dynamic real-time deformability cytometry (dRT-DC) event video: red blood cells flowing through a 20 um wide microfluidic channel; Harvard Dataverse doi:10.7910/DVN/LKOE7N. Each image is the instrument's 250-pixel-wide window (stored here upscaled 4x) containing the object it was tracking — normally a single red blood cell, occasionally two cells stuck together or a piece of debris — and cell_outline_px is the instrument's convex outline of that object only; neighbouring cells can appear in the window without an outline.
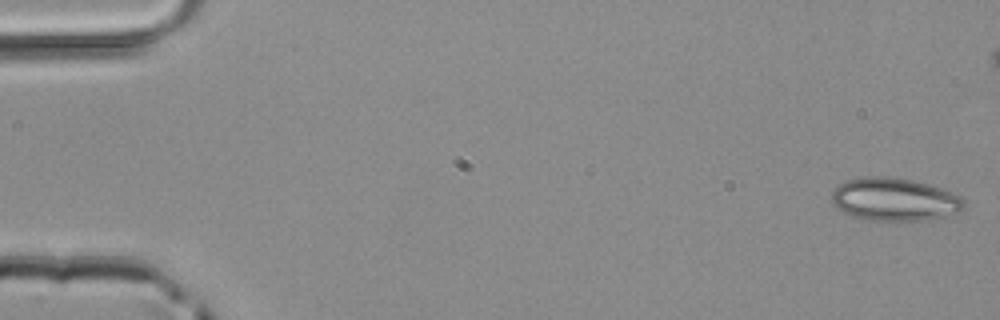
{"species": "common noctule bat (a hibernating species)", "species_latin": "Nyctalus noctula", "temperature_condition": "room temperature", "stored_images_in_passage": 43, "camera_frame_rate_fps": 3000, "um_per_image_px": 0.085, "animal": {"sex": "male", "body_mass_g": 20.4}, "frame": {"image": 1, "passage_image": 1, "time_ms": 0.0, "image_size_px": [1000, 320], "cell_outline_px": [[964, 208], [960, 212], [944, 216], [924, 220], [868, 220], [852, 216], [836, 208], [832, 204], [832, 192], [840, 184], [848, 180], [868, 176], [888, 176], [912, 180], [928, 184], [952, 192], [960, 196], [964, 200]], "centroid_in_image_um": [76.03, 16.95], "position_along_channel_um": 9.0, "area_um2": 33.0}}
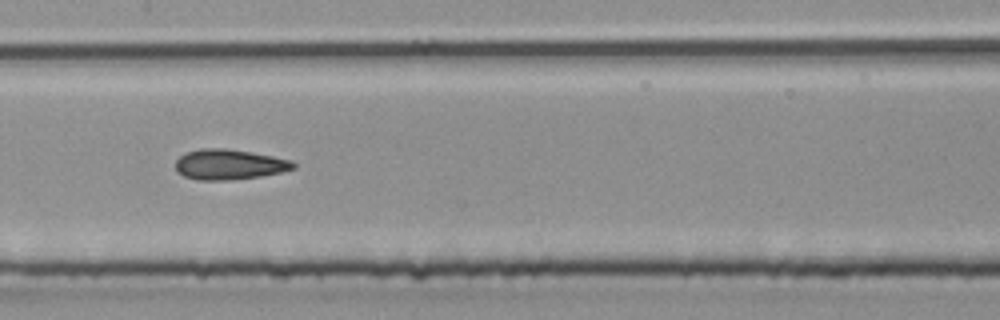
{"frame": {"image": 2, "passage_image": 24, "time_ms": 7.667, "image_size_px": [1000, 320], "cell_outline_px": [[296, 168], [280, 172], [260, 176], [228, 180], [196, 180], [184, 176], [176, 168], [176, 160], [184, 152], [200, 148], [224, 148], [252, 152], [272, 156], [288, 160], [296, 164]], "centroid_in_image_um": [19.45, 13.97], "position_along_channel_um": 188.0, "area_um2": 20.69}}
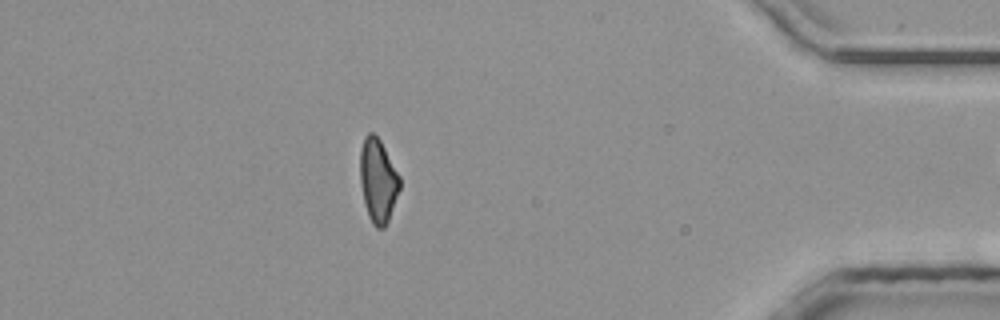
{"frame": {"image": 3, "passage_image": 42, "time_ms": 13.667, "image_size_px": [1000, 320], "cell_outline_px": [[400, 188], [388, 220], [384, 228], [376, 228], [372, 224], [368, 216], [364, 204], [360, 180], [360, 148], [364, 136], [368, 132], [372, 132], [380, 140], [400, 176]], "centroid_in_image_um": [32.11, 15.34], "position_along_channel_um": 403.1, "area_um2": 19.36}}